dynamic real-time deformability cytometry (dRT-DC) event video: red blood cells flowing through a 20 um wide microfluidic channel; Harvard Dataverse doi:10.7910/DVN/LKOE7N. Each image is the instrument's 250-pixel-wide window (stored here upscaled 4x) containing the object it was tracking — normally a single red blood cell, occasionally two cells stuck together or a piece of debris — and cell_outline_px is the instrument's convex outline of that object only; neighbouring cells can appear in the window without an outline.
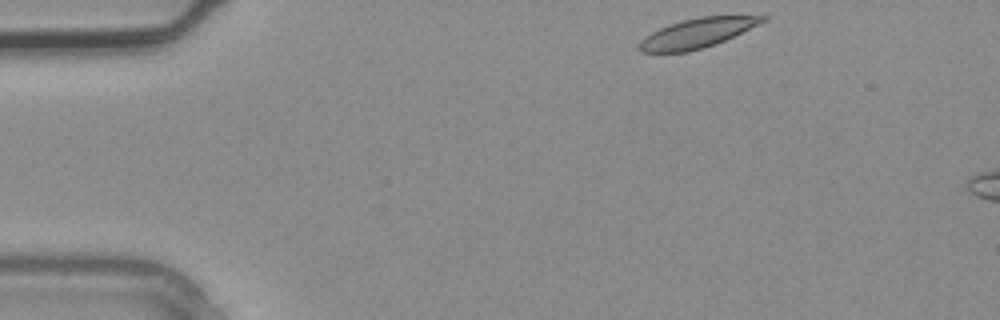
{"species": "common noctule bat (a hibernating species)", "species_latin": "Nyctalus noctula", "temperature_condition": "warm", "stored_images_in_passage": 3, "camera_frame_rate_fps": 3000, "um_per_image_px": 0.085, "animal": {"sex": "male", "body_mass_g": 20.4}, "frame": {"image": 1, "passage_image": 1, "time_ms": 0.0, "image_size_px": [1000, 320], "cell_outline_px": [[768, 20], [716, 44], [704, 48], [688, 52], [640, 52], [640, 40], [652, 32], [668, 24], [700, 16], [768, 16]], "centroid_in_image_um": [59.27, 2.81], "position_along_channel_um": 25.7, "area_um2": 20.98}}